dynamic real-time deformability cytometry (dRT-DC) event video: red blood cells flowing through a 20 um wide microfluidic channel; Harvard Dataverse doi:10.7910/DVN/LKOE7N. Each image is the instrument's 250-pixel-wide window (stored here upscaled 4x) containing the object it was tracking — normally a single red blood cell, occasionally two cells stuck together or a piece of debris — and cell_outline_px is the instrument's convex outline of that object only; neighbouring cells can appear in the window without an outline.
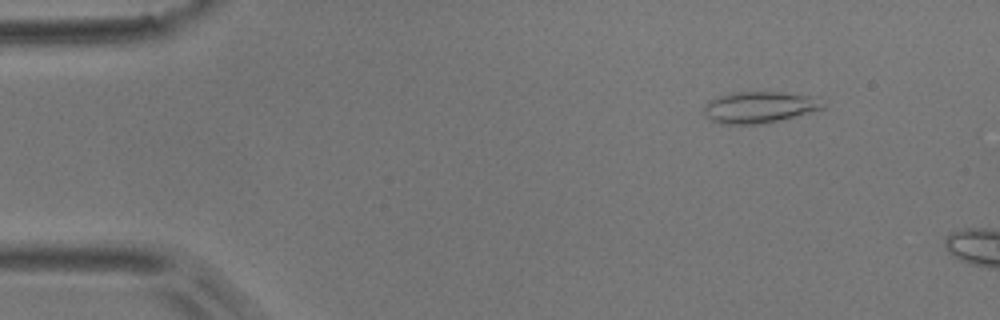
{"species": "common noctule bat (a hibernating species)", "species_latin": "Nyctalus noctula", "temperature_condition": "room temperature", "stored_images_in_passage": 4, "camera_frame_rate_fps": 3000, "um_per_image_px": 0.085, "animal": {"sex": "male", "body_mass_g": 17.9}, "frame": {"image": 1, "passage_image": 3, "time_ms": 2.0, "image_size_px": [1000, 320], "cell_outline_px": [[824, 108], [812, 112], [764, 124], [720, 124], [708, 120], [704, 112], [704, 104], [720, 96], [736, 92], [784, 92], [808, 96]], "centroid_in_image_um": [64.44, 9.14], "position_along_channel_um": 20.6, "area_um2": 21.39}}